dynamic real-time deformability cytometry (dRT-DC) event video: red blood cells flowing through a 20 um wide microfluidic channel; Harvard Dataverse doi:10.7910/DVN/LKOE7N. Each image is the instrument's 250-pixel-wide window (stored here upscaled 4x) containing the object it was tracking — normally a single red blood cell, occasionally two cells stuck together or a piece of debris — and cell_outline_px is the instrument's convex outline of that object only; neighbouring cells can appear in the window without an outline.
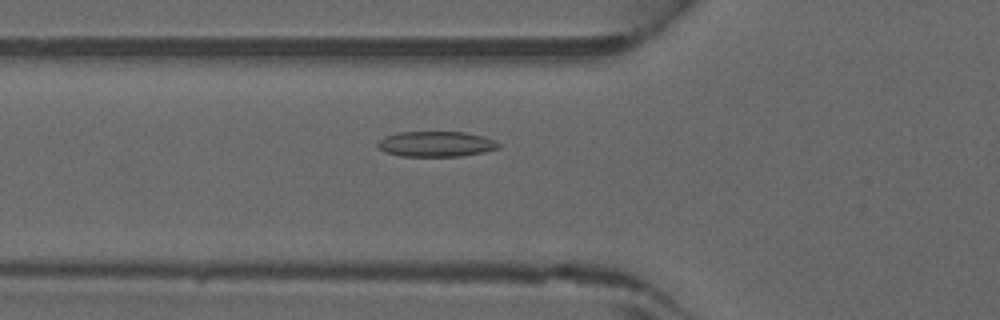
{"species": "common noctule bat (a hibernating species)", "species_latin": "Nyctalus noctula", "temperature_condition": "warm", "stored_images_in_passage": 25, "camera_frame_rate_fps": 3000, "um_per_image_px": 0.085, "animal": {"sex": "male", "forearm_length_mm": 52.5}, "frame": {"image": 1, "passage_image": 17, "time_ms": 5.333, "image_size_px": [1000, 320], "cell_outline_px": [[500, 148], [484, 152], [460, 156], [400, 156], [384, 152], [376, 144], [384, 136], [400, 132], [464, 132], [484, 136], [500, 144]], "centroid_in_image_um": [37.05, 12.24], "position_along_channel_um": 88.7, "area_um2": 17.86}}
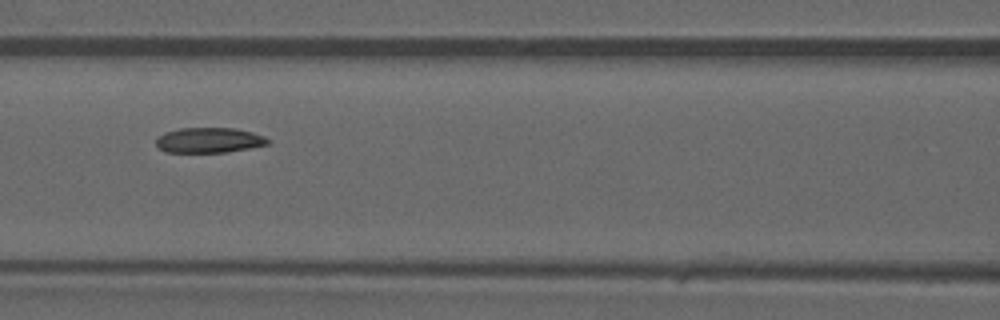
{"frame": {"image": 2, "passage_image": 21, "time_ms": 6.667, "image_size_px": [1000, 320], "cell_outline_px": [[272, 140], [268, 144], [248, 148], [224, 152], [164, 152], [156, 144], [156, 136], [164, 132], [180, 128], [236, 128], [252, 132], [264, 136]], "centroid_in_image_um": [17.75, 11.91], "position_along_channel_um": 148.8, "area_um2": 16.47}}
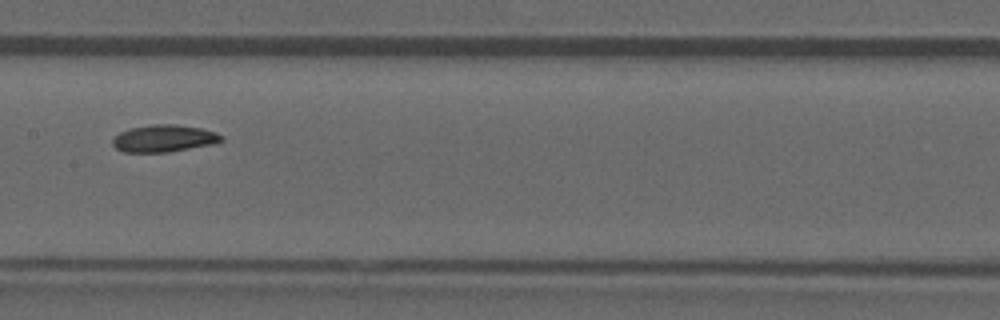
{"frame": {"image": 3, "passage_image": 24, "time_ms": 7.667, "image_size_px": [1000, 320], "cell_outline_px": [[224, 140], [216, 144], [168, 152], [124, 152], [116, 148], [112, 144], [112, 140], [120, 132], [128, 128], [152, 124], [176, 124], [200, 128], [216, 132], [224, 136]], "centroid_in_image_um": [13.97, 11.76], "position_along_channel_um": 193.4, "area_um2": 17.4}}